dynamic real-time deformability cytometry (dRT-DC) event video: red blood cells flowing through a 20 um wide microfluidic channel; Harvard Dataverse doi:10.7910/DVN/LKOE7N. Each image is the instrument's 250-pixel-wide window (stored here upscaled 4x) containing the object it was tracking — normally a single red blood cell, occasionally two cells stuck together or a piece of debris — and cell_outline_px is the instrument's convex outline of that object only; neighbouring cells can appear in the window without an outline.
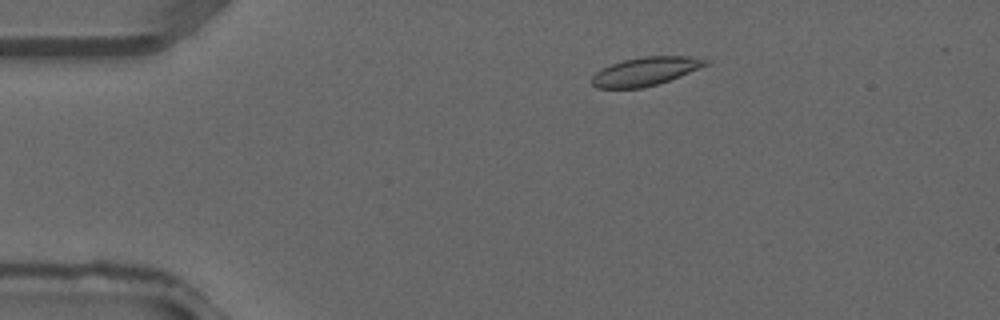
{"species": "common noctule bat (a hibernating species)", "species_latin": "Nyctalus noctula", "temperature_condition": "warm", "stored_images_in_passage": 8, "camera_frame_rate_fps": 3000, "um_per_image_px": 0.085, "animal": {"sex": "male", "forearm_length_mm": 52.5}, "frame": {"image": 1, "passage_image": 6, "time_ms": 1.667, "image_size_px": [1000, 320], "cell_outline_px": [[712, 60], [708, 64], [680, 76], [656, 84], [640, 88], [596, 88], [588, 80], [596, 72], [612, 64], [624, 60], [644, 56], [688, 56]], "centroid_in_image_um": [54.85, 6.06], "position_along_channel_um": 30.2, "area_um2": 18.73}}